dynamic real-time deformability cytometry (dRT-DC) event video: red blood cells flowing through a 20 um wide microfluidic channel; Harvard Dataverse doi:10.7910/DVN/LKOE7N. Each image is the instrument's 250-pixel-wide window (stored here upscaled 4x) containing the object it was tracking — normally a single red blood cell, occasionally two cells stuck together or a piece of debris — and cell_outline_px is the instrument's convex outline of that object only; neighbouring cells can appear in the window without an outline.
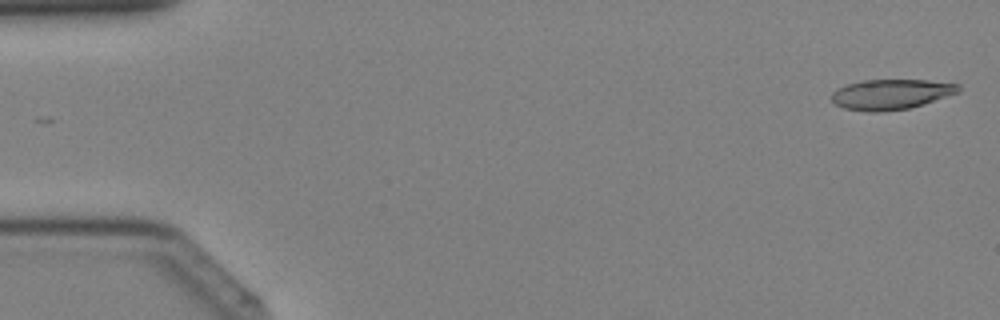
{"species": "Egyptian fruit bat (a non-hibernating species)", "species_latin": "Rousettus aegyptiacus", "temperature_condition": "cold", "stored_images_in_passage": 40, "camera_frame_rate_fps": 3000, "um_per_image_px": 0.085, "animal": {"sex": "female"}, "frame": {"image": 1, "passage_image": 1, "time_ms": 0.0, "image_size_px": [1000, 320], "cell_outline_px": [[960, 92], [924, 104], [908, 108], [880, 112], [868, 112], [844, 108], [836, 104], [832, 100], [832, 92], [836, 88], [848, 84], [864, 80], [928, 80], [960, 84]], "centroid_in_image_um": [75.75, 8.01], "position_along_channel_um": 9.3, "area_um2": 22.37}}
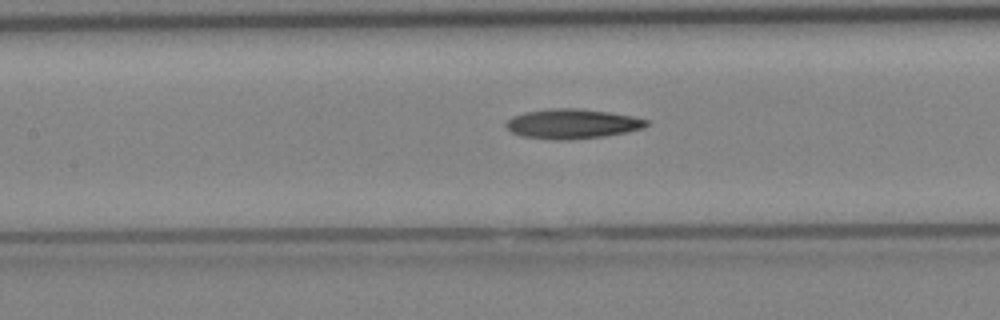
{"frame": {"image": 2, "passage_image": 18, "time_ms": 5.667, "image_size_px": [1000, 320], "cell_outline_px": [[648, 124], [644, 128], [604, 136], [568, 140], [552, 140], [520, 136], [512, 132], [504, 124], [512, 116], [524, 112], [548, 108], [576, 108], [608, 112], [632, 116], [648, 120]], "centroid_in_image_um": [48.6, 10.52], "position_along_channel_um": 158.8, "area_um2": 24.33}}
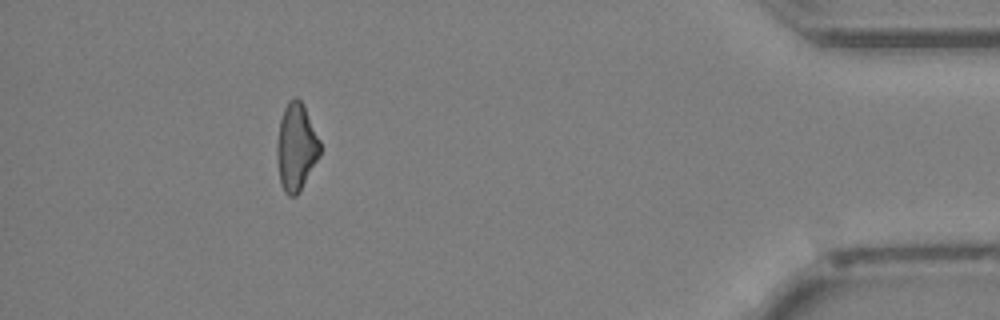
{"frame": {"image": 3, "passage_image": 36, "time_ms": 11.667, "image_size_px": [1000, 320], "cell_outline_px": [[320, 156], [300, 192], [296, 196], [288, 196], [284, 192], [280, 184], [276, 156], [276, 144], [280, 120], [284, 108], [288, 100], [292, 96], [296, 96], [304, 104], [320, 140]], "centroid_in_image_um": [25.17, 12.5], "position_along_channel_um": 410.0, "area_um2": 22.43}}